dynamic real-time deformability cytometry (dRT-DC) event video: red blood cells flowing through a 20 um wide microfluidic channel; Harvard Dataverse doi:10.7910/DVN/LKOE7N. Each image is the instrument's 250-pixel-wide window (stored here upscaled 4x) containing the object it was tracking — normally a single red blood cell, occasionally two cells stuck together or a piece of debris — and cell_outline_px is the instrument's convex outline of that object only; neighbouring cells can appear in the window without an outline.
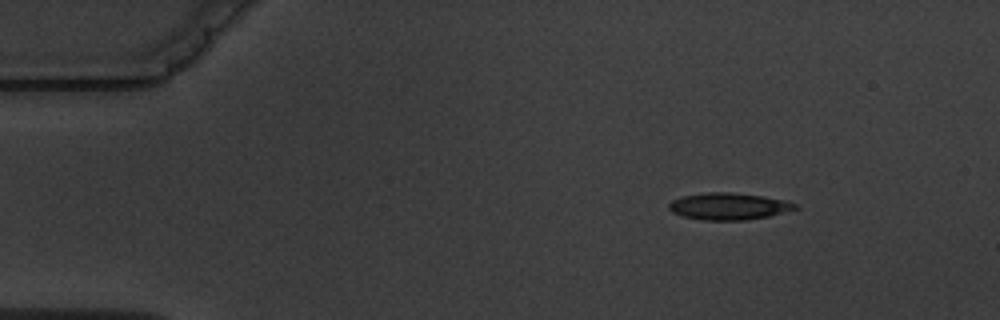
{"species": "common noctule bat (a hibernating species)", "species_latin": "Nyctalus noctula", "temperature_condition": "warm", "stored_images_in_passage": 4, "camera_frame_rate_fps": 3000, "um_per_image_px": 0.085, "animal": {"sex": "male", "body_mass_g": 19.5, "forearm_length_mm": 54.6}, "frame": {"image": 1, "passage_image": 2, "time_ms": 1.333, "image_size_px": [1000, 320], "cell_outline_px": [[800, 208], [768, 216], [748, 220], [704, 220], [680, 216], [672, 212], [668, 208], [668, 204], [672, 200], [684, 196], [708, 192], [728, 192], [764, 196], [784, 200], [796, 204]], "centroid_in_image_um": [61.93, 17.54], "position_along_channel_um": 23.1, "area_um2": 19.77}}